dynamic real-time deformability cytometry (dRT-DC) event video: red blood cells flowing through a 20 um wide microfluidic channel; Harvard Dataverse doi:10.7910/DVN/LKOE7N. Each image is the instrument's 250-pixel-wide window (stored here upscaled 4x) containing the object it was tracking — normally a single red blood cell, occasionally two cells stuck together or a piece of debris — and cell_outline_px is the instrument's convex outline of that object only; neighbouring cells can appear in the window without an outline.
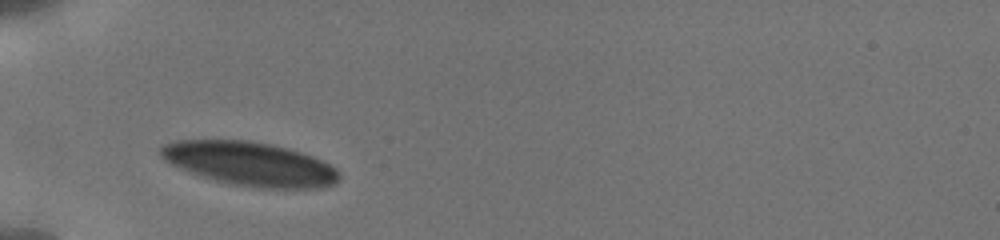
{"species": "human", "species_latin": "Homo sapiens", "temperature_condition": "cold", "stored_images_in_passage": 2, "camera_frame_rate_fps": 3000, "um_per_image_px": 0.085, "donor": {"sex": "male"}, "frame": {"image": 1, "passage_image": 1, "time_ms": 0.0, "image_size_px": [1000, 240], "cell_outline_px": [[340, 176], [336, 184], [320, 188], [252, 188], [232, 184], [200, 176], [172, 164], [164, 160], [160, 156], [160, 148], [164, 144], [176, 140], [252, 140], [272, 144], [288, 148], [312, 156], [336, 168]], "centroid_in_image_um": [21.25, 13.92], "position_along_channel_um": 63.8, "area_um2": 45.66}}